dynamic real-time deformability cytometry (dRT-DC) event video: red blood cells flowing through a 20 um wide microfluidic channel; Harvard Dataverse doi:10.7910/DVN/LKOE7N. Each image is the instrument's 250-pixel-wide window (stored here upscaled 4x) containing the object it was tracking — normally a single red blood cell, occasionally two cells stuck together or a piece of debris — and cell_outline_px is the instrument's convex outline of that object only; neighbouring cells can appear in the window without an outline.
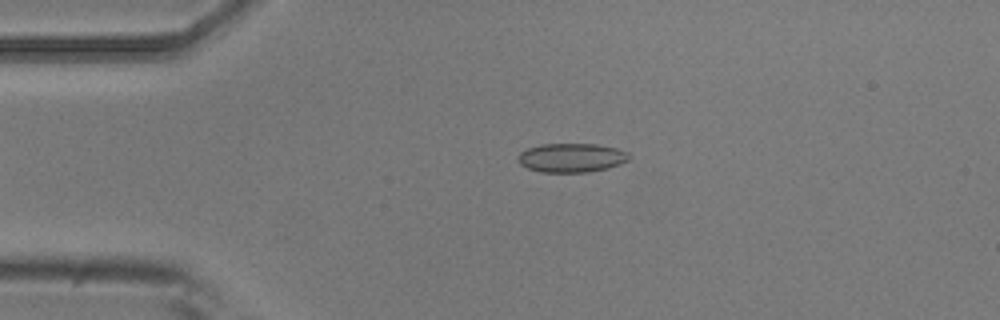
{"species": "common noctule bat (a hibernating species)", "species_latin": "Nyctalus noctula", "temperature_condition": "room temperature", "stored_images_in_passage": 4, "camera_frame_rate_fps": 3000, "um_per_image_px": 0.085, "animal": {"sex": "male", "body_mass_g": 20.5, "forearm_length_mm": 52.5}, "frame": {"image": 1, "passage_image": 3, "time_ms": 2.333, "image_size_px": [1000, 320], "cell_outline_px": [[632, 156], [628, 160], [620, 164], [608, 168], [588, 172], [540, 172], [528, 168], [520, 164], [520, 152], [528, 148], [540, 144], [596, 144], [616, 148], [628, 152]], "centroid_in_image_um": [48.62, 13.41], "position_along_channel_um": 36.4, "area_um2": 18.73}}